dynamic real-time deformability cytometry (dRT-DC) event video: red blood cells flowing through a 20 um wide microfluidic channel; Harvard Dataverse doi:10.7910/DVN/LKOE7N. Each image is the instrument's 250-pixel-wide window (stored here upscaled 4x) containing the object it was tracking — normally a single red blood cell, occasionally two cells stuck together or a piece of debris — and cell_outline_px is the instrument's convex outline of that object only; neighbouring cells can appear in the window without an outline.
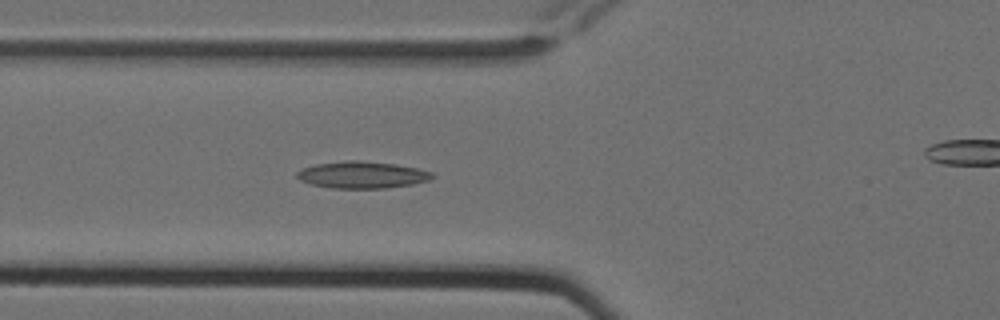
{"species": "Egyptian fruit bat (a non-hibernating species)", "species_latin": "Rousettus aegyptiacus", "temperature_condition": "cold", "stored_images_in_passage": 7, "segment_of_instrument_passage": [1, 2], "camera_frame_rate_fps": 3000, "um_per_image_px": 0.085, "animal": {"sex": "female"}, "frame": {"image": 1, "passage_image": 6, "time_ms": 1.667, "image_size_px": [1000, 320], "cell_outline_px": [[436, 176], [428, 180], [412, 184], [384, 188], [332, 188], [312, 184], [300, 180], [296, 176], [296, 172], [304, 168], [316, 164], [348, 160], [356, 160], [396, 164], [416, 168], [432, 172]], "centroid_in_image_um": [30.78, 14.86], "position_along_channel_um": 95.0, "area_um2": 20.98}}